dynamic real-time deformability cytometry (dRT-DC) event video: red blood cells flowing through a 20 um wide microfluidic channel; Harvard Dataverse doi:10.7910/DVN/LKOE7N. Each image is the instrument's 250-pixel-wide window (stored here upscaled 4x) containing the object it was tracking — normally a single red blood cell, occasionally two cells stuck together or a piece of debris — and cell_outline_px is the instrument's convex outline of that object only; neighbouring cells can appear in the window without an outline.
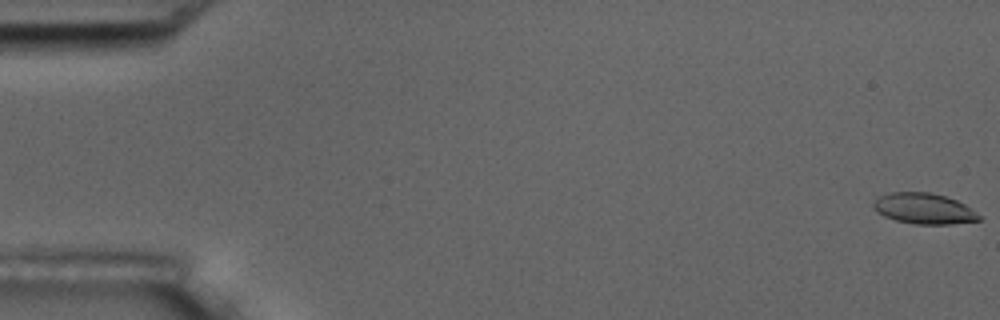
{"species": "common noctule bat (a hibernating species)", "species_latin": "Nyctalus noctula", "temperature_condition": "room temperature", "stored_images_in_passage": 57, "camera_frame_rate_fps": 3000, "um_per_image_px": 0.085, "animal": {"sex": "male", "body_mass_g": 17.5, "forearm_length_mm": 52.3}, "frame": {"image": 1, "passage_image": 1, "time_ms": 0.0, "image_size_px": [1000, 320], "cell_outline_px": [[980, 220], [948, 224], [916, 224], [896, 220], [884, 216], [876, 212], [872, 204], [880, 196], [892, 192], [928, 192], [944, 196], [956, 200], [964, 204], [980, 216]], "centroid_in_image_um": [78.5, 17.73], "position_along_channel_um": 6.5, "area_um2": 18.61}}
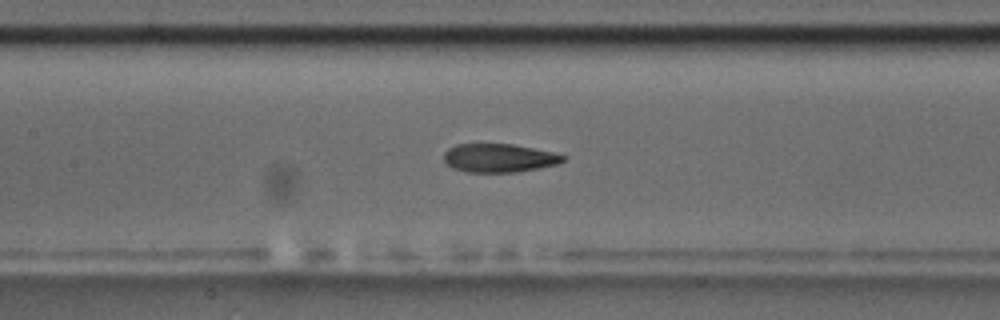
{"frame": {"image": 2, "passage_image": 27, "time_ms": 8.667, "image_size_px": [1000, 320], "cell_outline_px": [[564, 160], [556, 164], [516, 172], [468, 172], [452, 168], [444, 160], [444, 152], [448, 148], [456, 144], [512, 144], [552, 152], [564, 156]], "centroid_in_image_um": [42.36, 13.42], "position_along_channel_um": 165.0, "area_um2": 19.54}}
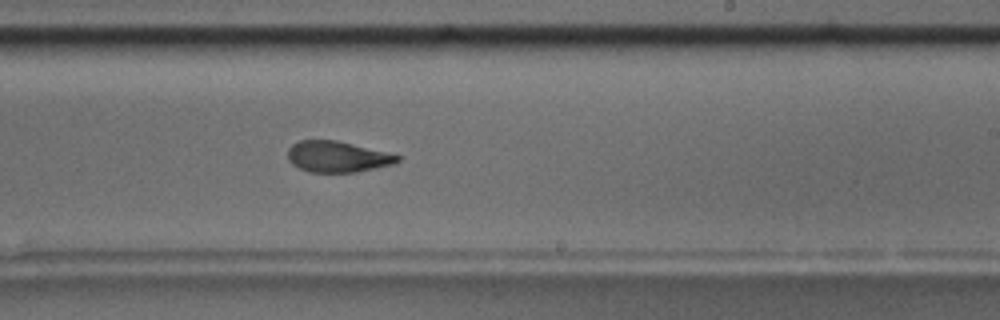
{"frame": {"image": 3, "passage_image": 35, "time_ms": 11.333, "image_size_px": [1000, 320], "cell_outline_px": [[400, 160], [392, 164], [356, 172], [308, 172], [292, 164], [288, 160], [288, 148], [292, 144], [300, 140], [336, 140], [400, 156]], "centroid_in_image_um": [28.62, 13.32], "position_along_channel_um": 260.4, "area_um2": 19.54}, "authors_computed_cell_mechanics": {"area_um2": 20.6346, "velocity_mm_per_s": 3.5944, "shape_relaxation_time_tau1_ms": 6.7979, "shape_relaxation_time_tau2_ms": 2.2635, "deformation_change_tau1": 0.1883, "deformation_change_tau2": 0.093}}